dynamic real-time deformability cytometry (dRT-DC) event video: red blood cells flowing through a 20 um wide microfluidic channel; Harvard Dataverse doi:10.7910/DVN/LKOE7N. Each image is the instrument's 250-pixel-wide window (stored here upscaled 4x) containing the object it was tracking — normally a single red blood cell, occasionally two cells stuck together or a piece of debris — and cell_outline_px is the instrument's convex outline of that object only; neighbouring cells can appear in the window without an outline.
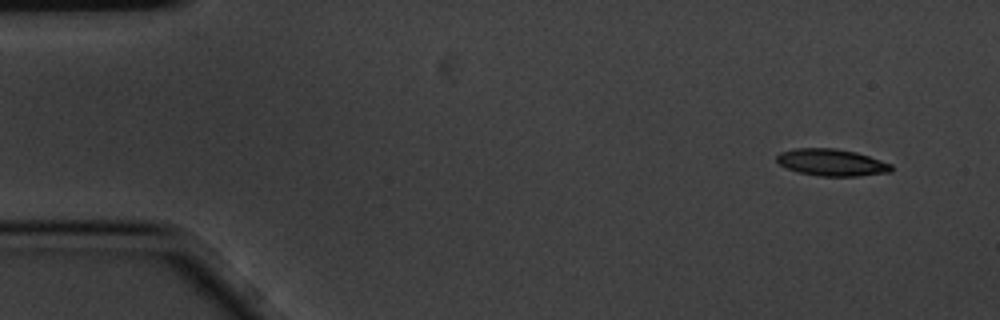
{"species": "common noctule bat (a hibernating species)", "species_latin": "Nyctalus noctula", "temperature_condition": "cold", "stored_images_in_passage": 3, "camera_frame_rate_fps": 3000, "um_per_image_px": 0.085, "animal": {"sex": "male", "body_mass_g": 20.1, "forearm_length_mm": 53.5}, "frame": {"image": 1, "passage_image": 1, "time_ms": 0.0, "image_size_px": [1000, 320], "cell_outline_px": [[892, 172], [860, 176], [820, 176], [800, 172], [788, 168], [780, 164], [776, 160], [776, 156], [780, 152], [792, 148], [836, 148], [856, 152], [892, 164]], "centroid_in_image_um": [70.7, 13.8], "position_along_channel_um": 14.3, "area_um2": 17.98}}